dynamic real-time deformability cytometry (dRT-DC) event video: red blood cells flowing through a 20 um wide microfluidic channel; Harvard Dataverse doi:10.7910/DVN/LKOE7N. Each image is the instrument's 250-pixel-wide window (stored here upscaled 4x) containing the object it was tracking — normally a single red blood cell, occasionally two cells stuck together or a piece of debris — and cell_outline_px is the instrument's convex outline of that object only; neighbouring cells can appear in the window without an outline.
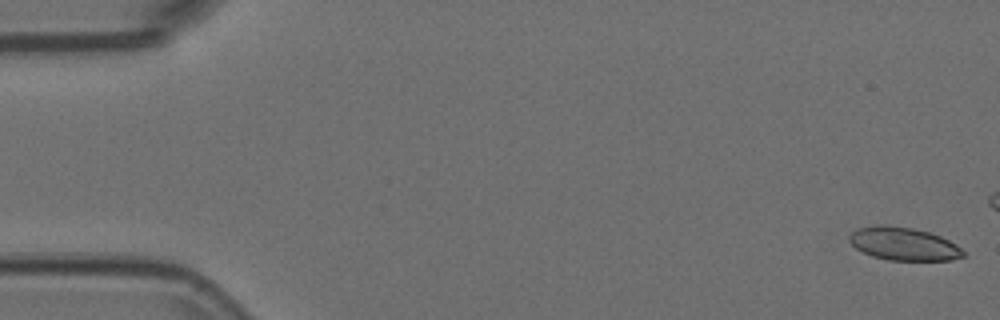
{"species": "Egyptian fruit bat (a non-hibernating species)", "species_latin": "Rousettus aegyptiacus", "temperature_condition": "room temperature", "stored_images_in_passage": 15, "camera_frame_rate_fps": 3000, "um_per_image_px": 0.085, "animal": {"sex": "female"}, "frame": {"image": 1, "passage_image": 1, "time_ms": 0.0, "image_size_px": [1000, 320], "cell_outline_px": [[968, 256], [952, 260], [888, 260], [872, 256], [856, 248], [848, 240], [848, 236], [856, 228], [876, 224], [888, 224], [912, 228], [928, 232], [940, 236], [956, 244]], "centroid_in_image_um": [76.79, 20.72], "position_along_channel_um": 8.2, "area_um2": 22.14}}